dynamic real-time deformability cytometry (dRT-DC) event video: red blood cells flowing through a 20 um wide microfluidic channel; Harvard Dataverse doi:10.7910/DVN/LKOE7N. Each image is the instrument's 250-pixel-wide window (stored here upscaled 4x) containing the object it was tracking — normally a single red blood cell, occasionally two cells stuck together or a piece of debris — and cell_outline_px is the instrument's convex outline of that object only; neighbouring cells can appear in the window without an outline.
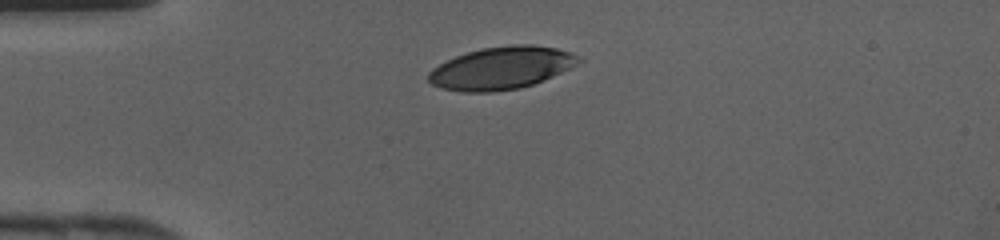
{"species": "human", "species_latin": "Homo sapiens", "temperature_condition": "cold", "stored_images_in_passage": 26, "camera_frame_rate_fps": 3000, "um_per_image_px": 0.085, "donor": {"sex": "female"}, "frame": {"image": 1, "passage_image": 1, "time_ms": 0.0, "image_size_px": [1000, 240], "cell_outline_px": [[584, 60], [544, 80], [520, 88], [492, 92], [460, 92], [440, 88], [432, 84], [428, 80], [428, 72], [432, 68], [456, 56], [468, 52], [484, 48], [512, 44], [532, 44], [556, 48], [568, 52]], "centroid_in_image_um": [42.58, 5.79], "position_along_channel_um": 42.4, "area_um2": 36.93}}
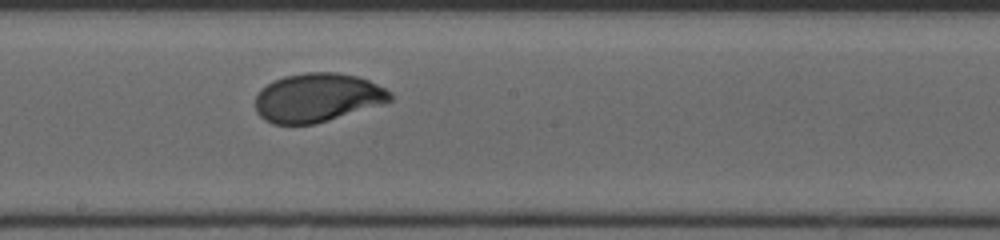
{"frame": {"image": 2, "passage_image": 14, "time_ms": 4.333, "image_size_px": [1000, 240], "cell_outline_px": [[392, 100], [384, 104], [316, 124], [272, 124], [264, 120], [256, 112], [256, 96], [260, 88], [284, 76], [308, 72], [336, 72], [356, 76], [368, 80], [392, 92]], "centroid_in_image_um": [26.98, 8.31], "position_along_channel_um": 221.2, "area_um2": 38.44}}
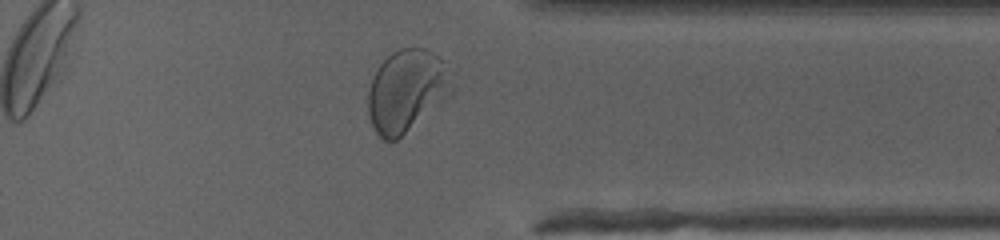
{"frame": {"image": 3, "passage_image": 24, "time_ms": 7.667, "image_size_px": [1000, 240], "cell_outline_px": [[456, 88], [452, 96], [396, 140], [384, 140], [376, 132], [372, 124], [368, 112], [368, 88], [380, 64], [392, 52], [400, 48], [428, 48], [456, 64]], "centroid_in_image_um": [34.74, 7.64], "position_along_channel_um": 376.7, "area_um2": 41.96}}